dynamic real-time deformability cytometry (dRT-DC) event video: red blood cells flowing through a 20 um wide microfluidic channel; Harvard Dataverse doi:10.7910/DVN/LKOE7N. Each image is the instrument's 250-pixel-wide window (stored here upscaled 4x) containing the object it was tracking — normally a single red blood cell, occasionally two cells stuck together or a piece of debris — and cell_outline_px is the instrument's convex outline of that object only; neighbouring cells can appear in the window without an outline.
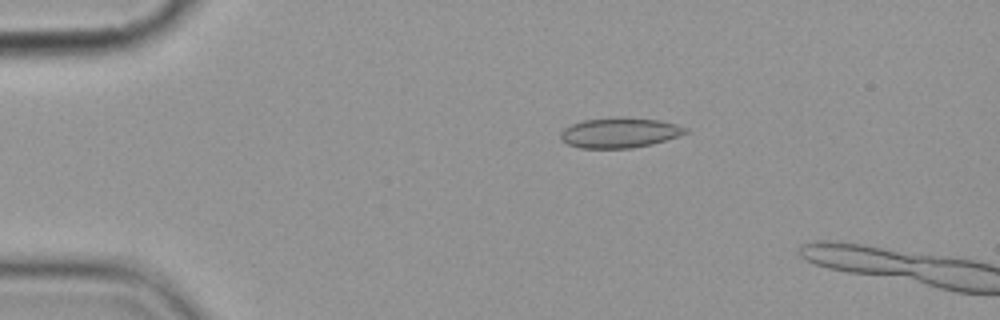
{"species": "common noctule bat (a hibernating species)", "species_latin": "Nyctalus noctula", "temperature_condition": "cold", "stored_images_in_passage": 5, "camera_frame_rate_fps": 3000, "um_per_image_px": 0.085, "animal": {"sex": "female", "body_mass_g": 19.9}, "frame": {"image": 1, "passage_image": 4, "time_ms": 3.333, "image_size_px": [1000, 320], "cell_outline_px": [[688, 132], [652, 144], [632, 148], [580, 148], [568, 144], [560, 140], [560, 132], [564, 128], [572, 124], [584, 120], [624, 116], [660, 120], [676, 124], [688, 128]], "centroid_in_image_um": [52.65, 11.27], "position_along_channel_um": 32.4, "area_um2": 22.02}}